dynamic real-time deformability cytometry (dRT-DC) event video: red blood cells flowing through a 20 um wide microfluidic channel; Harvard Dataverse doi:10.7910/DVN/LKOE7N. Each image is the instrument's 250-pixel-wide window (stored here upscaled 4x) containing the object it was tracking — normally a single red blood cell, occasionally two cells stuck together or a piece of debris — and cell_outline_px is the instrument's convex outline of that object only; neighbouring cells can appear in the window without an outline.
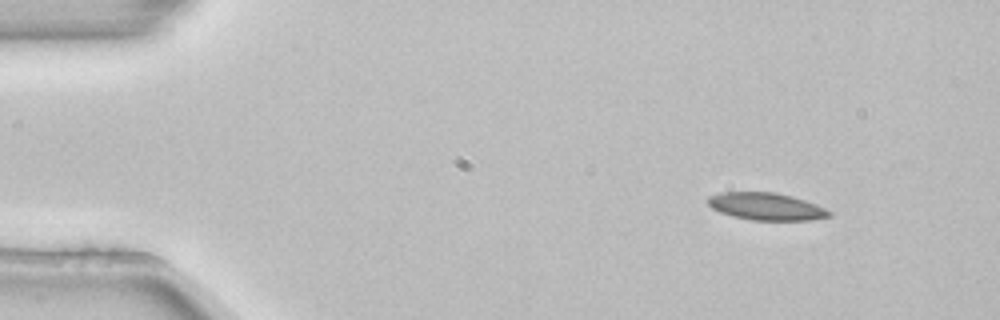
{"species": "common noctule bat (a hibernating species)", "species_latin": "Nyctalus noctula", "temperature_condition": "room temperature", "stored_images_in_passage": 7, "camera_frame_rate_fps": 3000, "um_per_image_px": 0.085, "animal": {"sex": "female", "body_mass_g": 22.7, "forearm_length_mm": 54.2}, "frame": {"image": 1, "passage_image": 1, "time_ms": 0.0, "image_size_px": [1000, 320], "cell_outline_px": [[832, 216], [812, 220], [752, 220], [732, 216], [720, 212], [712, 208], [708, 204], [708, 196], [720, 192], [776, 192], [792, 196], [816, 204], [832, 212]], "centroid_in_image_um": [65.13, 17.55], "position_along_channel_um": 19.9, "area_um2": 19.36}}
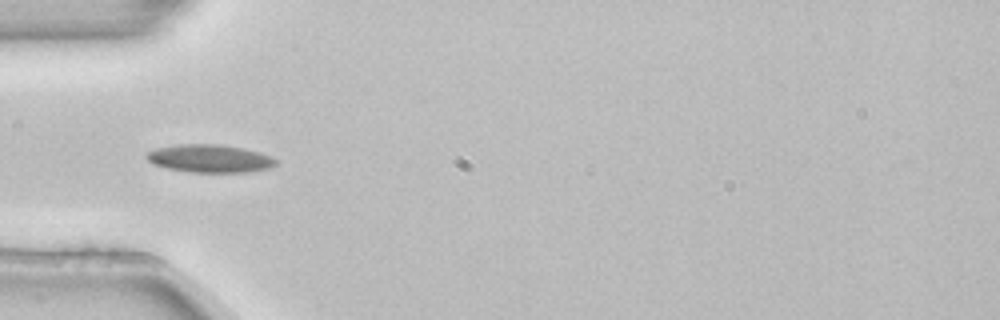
{"frame": {"image": 2, "passage_image": 4, "time_ms": 1.0, "image_size_px": [1000, 320], "cell_outline_px": [[280, 160], [272, 168], [248, 172], [192, 172], [168, 168], [152, 164], [144, 156], [148, 152], [156, 148], [180, 144], [220, 144], [244, 148], [260, 152], [272, 156]], "centroid_in_image_um": [17.89, 13.47], "position_along_channel_um": 67.1, "area_um2": 21.27}}